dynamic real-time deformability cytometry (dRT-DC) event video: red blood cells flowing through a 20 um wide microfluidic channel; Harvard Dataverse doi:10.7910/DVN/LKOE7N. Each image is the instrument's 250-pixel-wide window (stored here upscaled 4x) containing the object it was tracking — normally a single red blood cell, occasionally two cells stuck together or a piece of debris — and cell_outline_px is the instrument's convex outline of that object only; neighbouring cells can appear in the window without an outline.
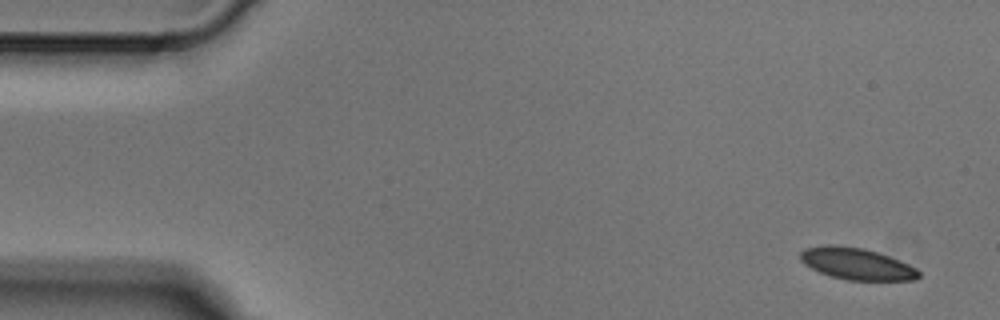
{"species": "Egyptian fruit bat (a non-hibernating species)", "species_latin": "Rousettus aegyptiacus", "temperature_condition": "cold", "stored_images_in_passage": 4, "camera_frame_rate_fps": 3000, "um_per_image_px": 0.085, "animal": {"sex": "male"}, "frame": {"image": 1, "passage_image": 1, "time_ms": 0.0, "image_size_px": [1000, 320], "cell_outline_px": [[920, 276], [916, 280], [848, 280], [832, 276], [820, 272], [804, 264], [800, 260], [800, 252], [804, 248], [828, 244], [832, 244], [864, 248], [900, 260], [916, 268], [920, 272]], "centroid_in_image_um": [72.81, 22.41], "position_along_channel_um": 12.2, "area_um2": 21.85}}
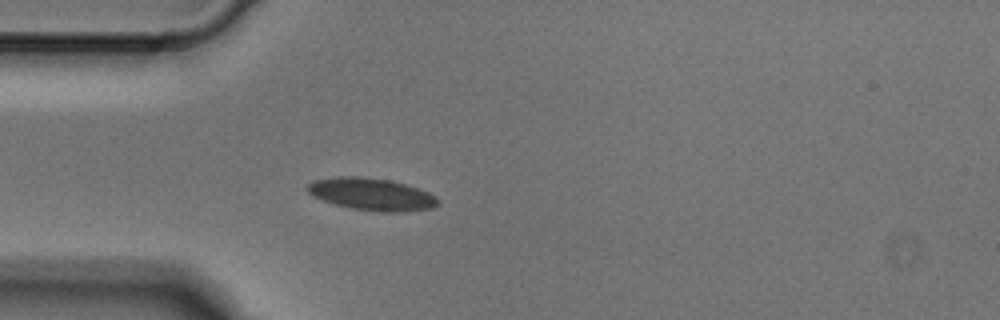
{"frame": {"image": 2, "passage_image": 4, "time_ms": 1.0, "image_size_px": [1000, 320], "cell_outline_px": [[440, 204], [432, 208], [404, 212], [380, 212], [352, 208], [332, 204], [312, 196], [304, 188], [312, 180], [336, 176], [356, 176], [388, 180], [404, 184], [428, 192], [436, 196], [440, 200]], "centroid_in_image_um": [31.55, 16.52], "position_along_channel_um": 53.4, "area_um2": 24.74}}